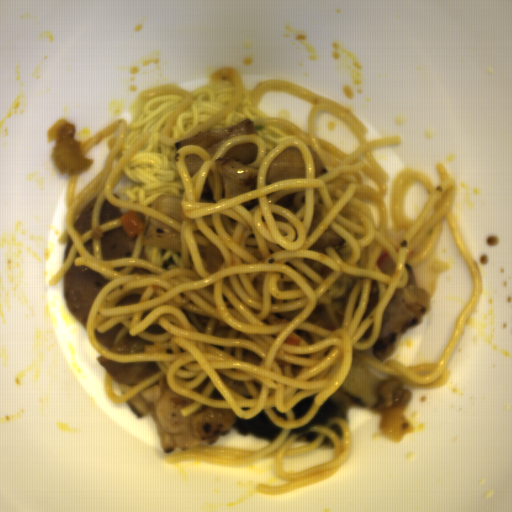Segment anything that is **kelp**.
Returning <instances> with one entry per match:
<instances>
[{"label":"kelp","mask_w":512,"mask_h":512,"mask_svg":"<svg viewBox=\"0 0 512 512\" xmlns=\"http://www.w3.org/2000/svg\"><path fill=\"white\" fill-rule=\"evenodd\" d=\"M353 399V395L338 387V389L334 391L322 405L319 406L317 412L310 421L297 428H291L289 433L306 431L312 425H325L328 419L332 417L343 418L347 421L350 428L348 408Z\"/></svg>","instance_id":"1"},{"label":"kelp","mask_w":512,"mask_h":512,"mask_svg":"<svg viewBox=\"0 0 512 512\" xmlns=\"http://www.w3.org/2000/svg\"><path fill=\"white\" fill-rule=\"evenodd\" d=\"M232 428L241 436L251 435L272 442L279 437L283 430L269 419L263 409L251 419H243L237 416Z\"/></svg>","instance_id":"2"},{"label":"kelp","mask_w":512,"mask_h":512,"mask_svg":"<svg viewBox=\"0 0 512 512\" xmlns=\"http://www.w3.org/2000/svg\"><path fill=\"white\" fill-rule=\"evenodd\" d=\"M330 447H334L333 443L330 441L329 437L326 438L324 440V442L321 444V446L319 448H321L322 450L323 449H327V448H330Z\"/></svg>","instance_id":"3"}]
</instances>
